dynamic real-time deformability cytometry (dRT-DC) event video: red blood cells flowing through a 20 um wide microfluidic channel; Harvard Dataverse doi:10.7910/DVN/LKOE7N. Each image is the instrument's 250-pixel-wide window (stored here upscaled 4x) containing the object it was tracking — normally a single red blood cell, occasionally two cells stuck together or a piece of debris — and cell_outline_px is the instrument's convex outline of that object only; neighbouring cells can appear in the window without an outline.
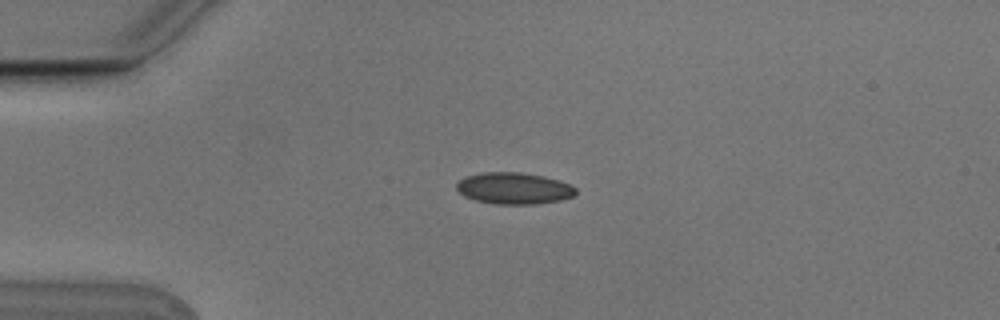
{"species": "Egyptian fruit bat (a non-hibernating species)", "species_latin": "Rousettus aegyptiacus", "temperature_condition": "cold", "stored_images_in_passage": 8, "camera_frame_rate_fps": 3000, "um_per_image_px": 0.085, "animal": {"sex": "male"}, "frame": {"image": 1, "passage_image": 3, "time_ms": 0.667, "image_size_px": [1000, 320], "cell_outline_px": [[576, 192], [572, 196], [560, 200], [536, 204], [496, 204], [476, 200], [464, 196], [456, 188], [456, 184], [464, 176], [480, 172], [520, 172], [544, 176], [560, 180], [576, 188]], "centroid_in_image_um": [43.66, 15.99], "position_along_channel_um": 41.3, "area_um2": 21.96}}
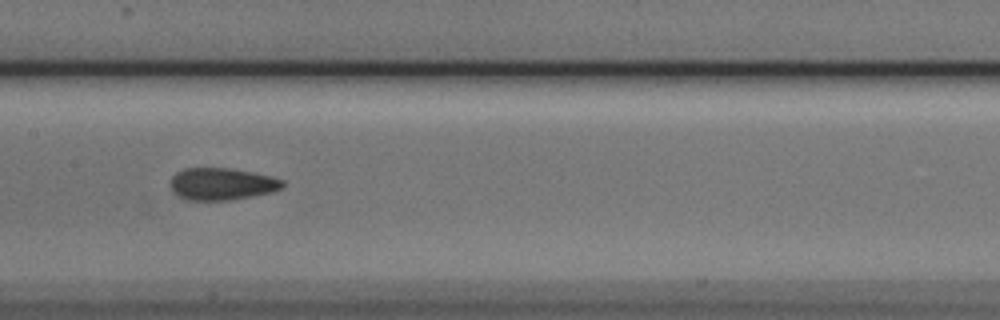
{"frame": {"image": 2, "passage_image": 7, "time_ms": 2.0, "image_size_px": [1000, 320], "cell_outline_px": [[284, 188], [272, 192], [252, 196], [228, 200], [188, 200], [180, 196], [172, 188], [172, 176], [176, 172], [184, 168], [232, 168], [272, 176], [284, 180]], "centroid_in_image_um": [18.92, 15.62], "position_along_channel_um": 188.5, "area_um2": 20.92}}
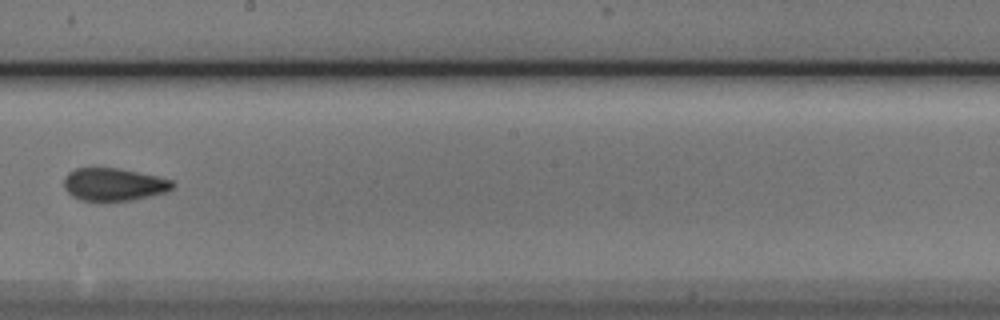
{"frame": {"image": 3, "passage_image": 8, "time_ms": 2.333, "image_size_px": [1000, 320], "cell_outline_px": [[176, 184], [168, 192], [132, 200], [80, 200], [72, 196], [64, 188], [64, 180], [68, 172], [76, 168], [116, 168], [156, 176], [172, 180]], "centroid_in_image_um": [9.68, 15.67], "position_along_channel_um": 238.5, "area_um2": 20.52}}